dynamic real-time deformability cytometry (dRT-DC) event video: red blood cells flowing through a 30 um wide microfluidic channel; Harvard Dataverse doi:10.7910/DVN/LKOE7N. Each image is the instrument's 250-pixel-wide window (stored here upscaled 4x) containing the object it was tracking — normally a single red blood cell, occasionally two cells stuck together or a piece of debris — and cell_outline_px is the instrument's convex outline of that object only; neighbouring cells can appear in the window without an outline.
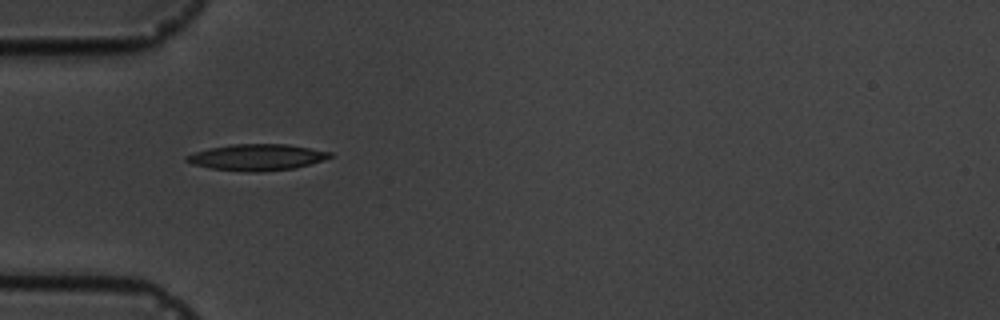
{"species": "common noctule bat (a hibernating species)", "species_latin": "Nyctalus noctula", "temperature_condition": "cold", "stored_images_in_passage": 7, "camera_frame_rate_fps": 3000, "um_per_image_px": 0.085, "animal": {"sex": "male", "body_mass_g": 19.5, "forearm_length_mm": 54.6}, "frame": {"image": 1, "passage_image": 6, "time_ms": 5.667, "image_size_px": [1000, 320], "cell_outline_px": [[332, 156], [324, 160], [296, 168], [256, 172], [212, 168], [192, 164], [184, 160], [184, 156], [208, 148], [232, 144], [288, 144], [332, 152]], "centroid_in_image_um": [21.85, 13.36], "position_along_channel_um": 63.2, "area_um2": 21.85}}
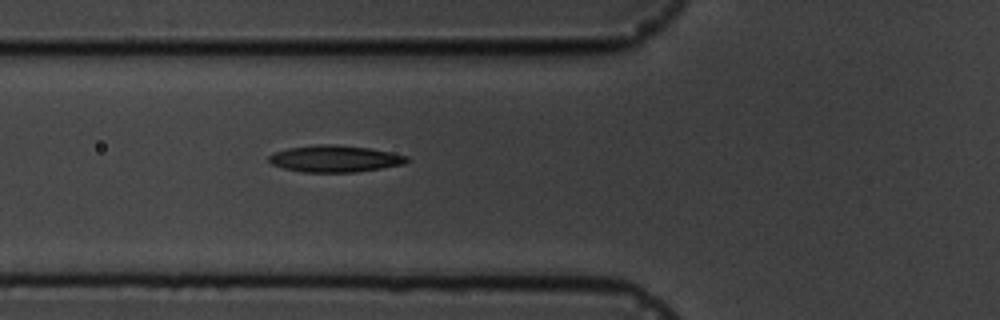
{"frame": {"image": 2, "passage_image": 7, "time_ms": 6.667, "image_size_px": [1000, 320], "cell_outline_px": [[408, 160], [404, 164], [356, 172], [304, 172], [284, 168], [272, 164], [268, 160], [268, 156], [276, 152], [288, 148], [316, 144], [332, 144], [368, 148], [408, 156]], "centroid_in_image_um": [28.44, 13.49], "position_along_channel_um": 97.4, "area_um2": 21.21}}